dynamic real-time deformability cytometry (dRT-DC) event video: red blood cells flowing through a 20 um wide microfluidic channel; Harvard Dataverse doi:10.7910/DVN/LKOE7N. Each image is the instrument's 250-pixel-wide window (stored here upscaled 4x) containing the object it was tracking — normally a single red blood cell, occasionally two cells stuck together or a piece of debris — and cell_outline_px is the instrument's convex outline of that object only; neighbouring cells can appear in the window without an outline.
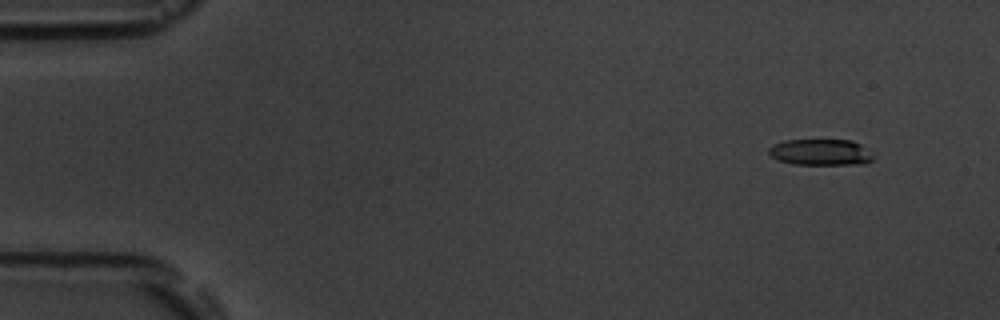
{"species": "common noctule bat (a hibernating species)", "species_latin": "Nyctalus noctula", "temperature_condition": "room temperature", "stored_images_in_passage": 10, "camera_frame_rate_fps": 3000, "um_per_image_px": 0.085, "animal": {"sex": "male", "body_mass_g": 19.5, "forearm_length_mm": 54.6}, "frame": {"image": 1, "passage_image": 1, "time_ms": 0.0, "image_size_px": [1000, 320], "cell_outline_px": [[876, 156], [872, 160], [864, 164], [796, 164], [780, 160], [768, 156], [768, 148], [772, 144], [784, 140], [852, 140], [860, 144]], "centroid_in_image_um": [69.75, 12.93], "position_along_channel_um": 15.3, "area_um2": 16.07}}
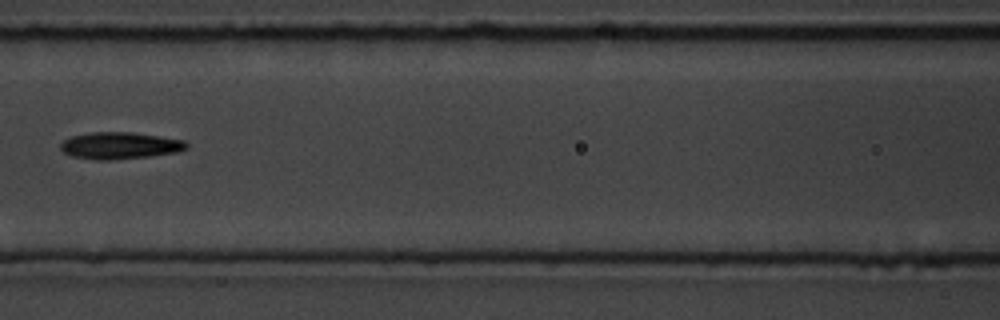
{"frame": {"image": 2, "passage_image": 7, "time_ms": 7.0, "image_size_px": [1000, 320], "cell_outline_px": [[188, 148], [180, 152], [148, 156], [112, 160], [96, 160], [72, 156], [64, 152], [60, 148], [60, 144], [64, 140], [72, 136], [92, 132], [132, 132], [160, 136], [184, 140], [188, 144]], "centroid_in_image_um": [10.21, 12.37], "position_along_channel_um": 156.4, "area_um2": 19.77}}
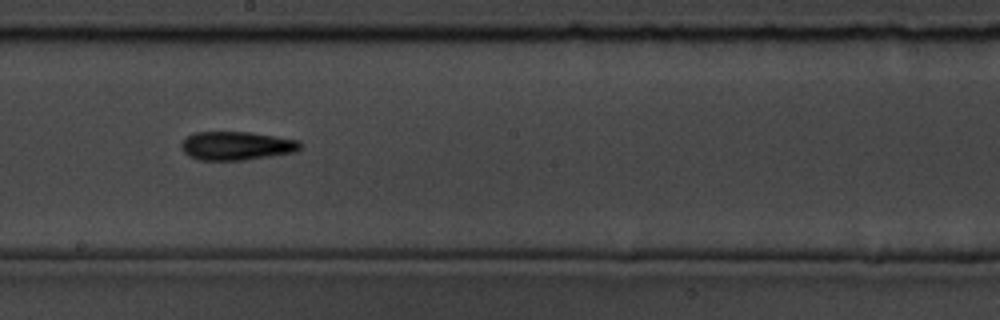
{"frame": {"image": 3, "passage_image": 9, "time_ms": 9.0, "image_size_px": [1000, 320], "cell_outline_px": [[300, 148], [296, 152], [244, 160], [200, 160], [188, 156], [184, 152], [180, 144], [192, 132], [252, 132], [300, 140]], "centroid_in_image_um": [20.11, 12.39], "position_along_channel_um": 228.1, "area_um2": 19.88}}